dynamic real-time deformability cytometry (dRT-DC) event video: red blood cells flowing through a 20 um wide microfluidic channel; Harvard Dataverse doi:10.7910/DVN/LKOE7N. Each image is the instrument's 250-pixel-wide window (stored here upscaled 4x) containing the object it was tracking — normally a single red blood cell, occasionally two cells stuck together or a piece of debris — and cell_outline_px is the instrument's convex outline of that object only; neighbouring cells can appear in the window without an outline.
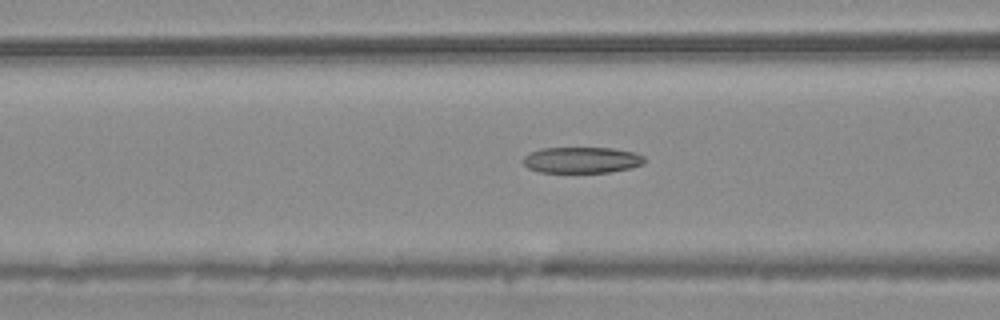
{"species": "common noctule bat (a hibernating species)", "species_latin": "Nyctalus noctula", "temperature_condition": "warm", "stored_images_in_passage": 55, "camera_frame_rate_fps": 3000, "um_per_image_px": 0.085, "animal": {"sex": "male", "body_mass_g": 20.4}, "frame": {"image": 1, "passage_image": 22, "time_ms": 7.0, "image_size_px": [1000, 320], "cell_outline_px": [[644, 164], [632, 168], [608, 172], [540, 172], [528, 168], [520, 160], [524, 156], [540, 148], [612, 148], [632, 152], [644, 156]], "centroid_in_image_um": [49.43, 13.6], "position_along_channel_um": 117.2, "area_um2": 18.44}}
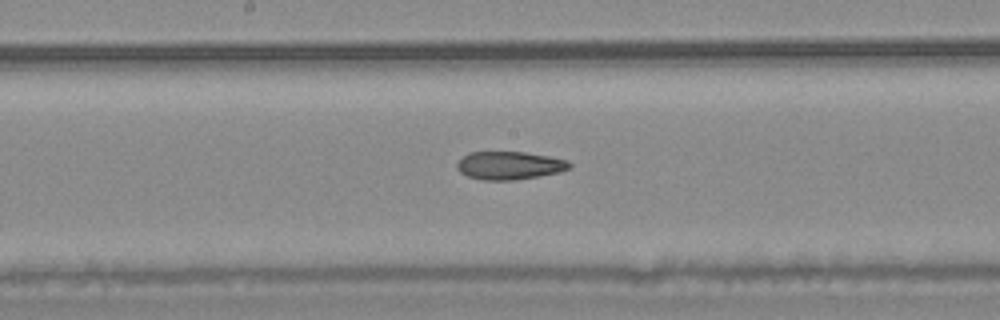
{"frame": {"image": 2, "passage_image": 29, "time_ms": 9.333, "image_size_px": [1000, 320], "cell_outline_px": [[572, 168], [560, 172], [516, 180], [480, 180], [468, 176], [460, 172], [456, 168], [456, 164], [468, 152], [524, 152], [548, 156], [568, 160], [572, 164]], "centroid_in_image_um": [43.32, 14.07], "position_along_channel_um": 204.9, "area_um2": 18.5}}
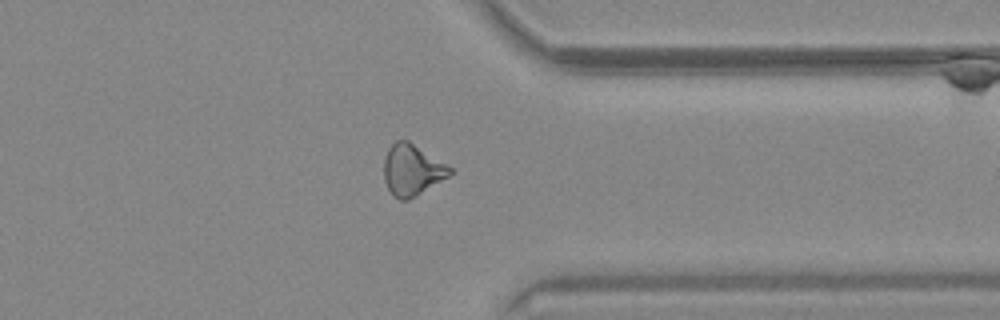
{"frame": {"image": 3, "passage_image": 43, "time_ms": 14.0, "image_size_px": [1000, 320], "cell_outline_px": [[452, 172], [448, 176], [416, 196], [408, 200], [400, 200], [392, 196], [384, 180], [384, 160], [388, 148], [396, 140], [408, 140], [448, 164], [452, 168]], "centroid_in_image_um": [35.01, 14.44], "position_along_channel_um": 376.4, "area_um2": 19.71}}